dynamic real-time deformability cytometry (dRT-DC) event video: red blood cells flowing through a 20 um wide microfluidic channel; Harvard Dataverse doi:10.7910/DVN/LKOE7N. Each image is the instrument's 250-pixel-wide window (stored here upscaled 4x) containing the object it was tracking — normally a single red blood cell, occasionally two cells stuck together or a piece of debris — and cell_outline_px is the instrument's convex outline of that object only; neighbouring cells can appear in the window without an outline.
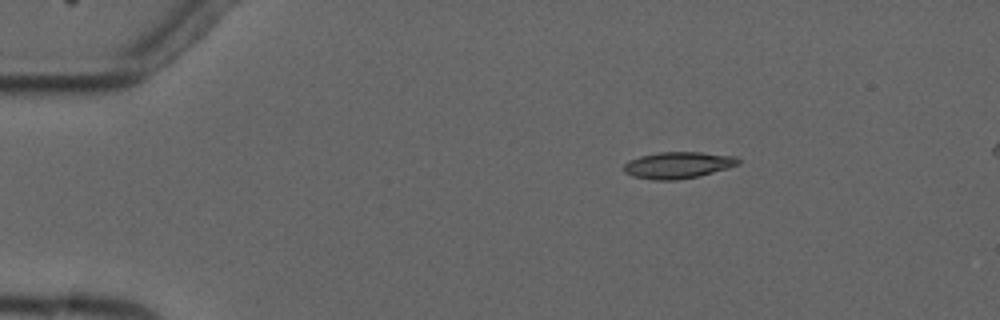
{"species": "common noctule bat (a hibernating species)", "species_latin": "Nyctalus noctula", "temperature_condition": "cold", "stored_images_in_passage": 6, "segment_of_instrument_passage": [1, 2], "camera_frame_rate_fps": 3000, "um_per_image_px": 0.085, "animal": {"sex": "male", "forearm_length_mm": 52.5}, "frame": {"image": 1, "passage_image": 3, "time_ms": 2.333, "image_size_px": [1000, 320], "cell_outline_px": [[740, 164], [728, 168], [700, 176], [676, 180], [656, 180], [632, 176], [624, 172], [624, 164], [628, 160], [640, 156], [660, 152], [700, 152], [736, 156], [740, 160]], "centroid_in_image_um": [57.64, 14.03], "position_along_channel_um": 27.4, "area_um2": 17.8}}